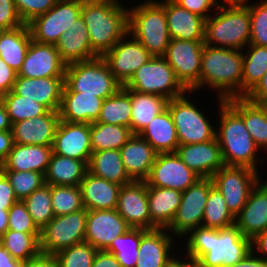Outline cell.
I'll return each instance as SVG.
<instances>
[{"label": "cell", "instance_id": "f546056e", "mask_svg": "<svg viewBox=\"0 0 267 267\" xmlns=\"http://www.w3.org/2000/svg\"><path fill=\"white\" fill-rule=\"evenodd\" d=\"M104 99L83 92H62L60 120L91 124L100 116Z\"/></svg>", "mask_w": 267, "mask_h": 267}, {"label": "cell", "instance_id": "03108f58", "mask_svg": "<svg viewBox=\"0 0 267 267\" xmlns=\"http://www.w3.org/2000/svg\"><path fill=\"white\" fill-rule=\"evenodd\" d=\"M24 262L13 256L0 244V267H23Z\"/></svg>", "mask_w": 267, "mask_h": 267}, {"label": "cell", "instance_id": "2e32d148", "mask_svg": "<svg viewBox=\"0 0 267 267\" xmlns=\"http://www.w3.org/2000/svg\"><path fill=\"white\" fill-rule=\"evenodd\" d=\"M200 177L188 168L176 152L158 153L145 180L147 186L185 191Z\"/></svg>", "mask_w": 267, "mask_h": 267}, {"label": "cell", "instance_id": "be15d7a7", "mask_svg": "<svg viewBox=\"0 0 267 267\" xmlns=\"http://www.w3.org/2000/svg\"><path fill=\"white\" fill-rule=\"evenodd\" d=\"M252 252L258 257L267 261V230L258 233L252 239ZM258 254H261V256Z\"/></svg>", "mask_w": 267, "mask_h": 267}, {"label": "cell", "instance_id": "ab89813d", "mask_svg": "<svg viewBox=\"0 0 267 267\" xmlns=\"http://www.w3.org/2000/svg\"><path fill=\"white\" fill-rule=\"evenodd\" d=\"M132 135L133 133L127 126L93 122L90 124L92 152L120 150Z\"/></svg>", "mask_w": 267, "mask_h": 267}, {"label": "cell", "instance_id": "f907efd6", "mask_svg": "<svg viewBox=\"0 0 267 267\" xmlns=\"http://www.w3.org/2000/svg\"><path fill=\"white\" fill-rule=\"evenodd\" d=\"M245 4L249 7L251 21L249 44L267 46V0L251 5L246 1Z\"/></svg>", "mask_w": 267, "mask_h": 267}, {"label": "cell", "instance_id": "003e7915", "mask_svg": "<svg viewBox=\"0 0 267 267\" xmlns=\"http://www.w3.org/2000/svg\"><path fill=\"white\" fill-rule=\"evenodd\" d=\"M183 256L184 258L182 259L184 260L177 257V255L176 256L174 255L172 259L164 267H198L197 262L193 258L185 255Z\"/></svg>", "mask_w": 267, "mask_h": 267}, {"label": "cell", "instance_id": "ee69618b", "mask_svg": "<svg viewBox=\"0 0 267 267\" xmlns=\"http://www.w3.org/2000/svg\"><path fill=\"white\" fill-rule=\"evenodd\" d=\"M140 241L141 229L130 228L116 237L105 251L114 254L122 267H135L139 259Z\"/></svg>", "mask_w": 267, "mask_h": 267}, {"label": "cell", "instance_id": "1f68e13d", "mask_svg": "<svg viewBox=\"0 0 267 267\" xmlns=\"http://www.w3.org/2000/svg\"><path fill=\"white\" fill-rule=\"evenodd\" d=\"M151 230L167 228L179 208L182 191L170 188L147 186Z\"/></svg>", "mask_w": 267, "mask_h": 267}, {"label": "cell", "instance_id": "ba28073f", "mask_svg": "<svg viewBox=\"0 0 267 267\" xmlns=\"http://www.w3.org/2000/svg\"><path fill=\"white\" fill-rule=\"evenodd\" d=\"M141 93L161 95L168 100L190 94L177 79L173 68L163 56H153L123 86Z\"/></svg>", "mask_w": 267, "mask_h": 267}, {"label": "cell", "instance_id": "d6a6232c", "mask_svg": "<svg viewBox=\"0 0 267 267\" xmlns=\"http://www.w3.org/2000/svg\"><path fill=\"white\" fill-rule=\"evenodd\" d=\"M226 101L242 116L246 129L256 146L267 151V106L253 103L245 97H234Z\"/></svg>", "mask_w": 267, "mask_h": 267}, {"label": "cell", "instance_id": "5bb4252c", "mask_svg": "<svg viewBox=\"0 0 267 267\" xmlns=\"http://www.w3.org/2000/svg\"><path fill=\"white\" fill-rule=\"evenodd\" d=\"M204 45V41L171 39L163 55L188 91L199 82Z\"/></svg>", "mask_w": 267, "mask_h": 267}, {"label": "cell", "instance_id": "bcb514c9", "mask_svg": "<svg viewBox=\"0 0 267 267\" xmlns=\"http://www.w3.org/2000/svg\"><path fill=\"white\" fill-rule=\"evenodd\" d=\"M11 123H17L25 119H33L46 114L49 109L34 100L15 94L12 90L0 97Z\"/></svg>", "mask_w": 267, "mask_h": 267}, {"label": "cell", "instance_id": "b9f144b4", "mask_svg": "<svg viewBox=\"0 0 267 267\" xmlns=\"http://www.w3.org/2000/svg\"><path fill=\"white\" fill-rule=\"evenodd\" d=\"M0 244L14 259L27 261L41 253L40 234L6 230L0 237Z\"/></svg>", "mask_w": 267, "mask_h": 267}, {"label": "cell", "instance_id": "484cf974", "mask_svg": "<svg viewBox=\"0 0 267 267\" xmlns=\"http://www.w3.org/2000/svg\"><path fill=\"white\" fill-rule=\"evenodd\" d=\"M122 162L133 181H145L158 152L139 134H133L120 148Z\"/></svg>", "mask_w": 267, "mask_h": 267}, {"label": "cell", "instance_id": "db71d44e", "mask_svg": "<svg viewBox=\"0 0 267 267\" xmlns=\"http://www.w3.org/2000/svg\"><path fill=\"white\" fill-rule=\"evenodd\" d=\"M24 25L19 17L14 0H0V28L13 29Z\"/></svg>", "mask_w": 267, "mask_h": 267}, {"label": "cell", "instance_id": "a7ac6f4b", "mask_svg": "<svg viewBox=\"0 0 267 267\" xmlns=\"http://www.w3.org/2000/svg\"><path fill=\"white\" fill-rule=\"evenodd\" d=\"M12 123L8 113L6 112L5 106L0 100V131L11 130Z\"/></svg>", "mask_w": 267, "mask_h": 267}, {"label": "cell", "instance_id": "89a4df30", "mask_svg": "<svg viewBox=\"0 0 267 267\" xmlns=\"http://www.w3.org/2000/svg\"><path fill=\"white\" fill-rule=\"evenodd\" d=\"M8 229V210L0 209V237Z\"/></svg>", "mask_w": 267, "mask_h": 267}, {"label": "cell", "instance_id": "60d3db41", "mask_svg": "<svg viewBox=\"0 0 267 267\" xmlns=\"http://www.w3.org/2000/svg\"><path fill=\"white\" fill-rule=\"evenodd\" d=\"M266 72L267 46L248 44V50L243 53L242 97L262 79Z\"/></svg>", "mask_w": 267, "mask_h": 267}, {"label": "cell", "instance_id": "d6986e66", "mask_svg": "<svg viewBox=\"0 0 267 267\" xmlns=\"http://www.w3.org/2000/svg\"><path fill=\"white\" fill-rule=\"evenodd\" d=\"M130 227L116 209L87 210L85 242L97 250H106L112 241Z\"/></svg>", "mask_w": 267, "mask_h": 267}, {"label": "cell", "instance_id": "7bdbcfd3", "mask_svg": "<svg viewBox=\"0 0 267 267\" xmlns=\"http://www.w3.org/2000/svg\"><path fill=\"white\" fill-rule=\"evenodd\" d=\"M233 225L235 216L228 209L223 195L213 186L205 205L201 226L220 230Z\"/></svg>", "mask_w": 267, "mask_h": 267}, {"label": "cell", "instance_id": "e0dca14e", "mask_svg": "<svg viewBox=\"0 0 267 267\" xmlns=\"http://www.w3.org/2000/svg\"><path fill=\"white\" fill-rule=\"evenodd\" d=\"M116 210L130 228L151 230L147 183L131 181L122 185Z\"/></svg>", "mask_w": 267, "mask_h": 267}, {"label": "cell", "instance_id": "52a82bcc", "mask_svg": "<svg viewBox=\"0 0 267 267\" xmlns=\"http://www.w3.org/2000/svg\"><path fill=\"white\" fill-rule=\"evenodd\" d=\"M121 87L104 58L98 56L67 65L62 92H83L106 99Z\"/></svg>", "mask_w": 267, "mask_h": 267}, {"label": "cell", "instance_id": "7a4b0ae2", "mask_svg": "<svg viewBox=\"0 0 267 267\" xmlns=\"http://www.w3.org/2000/svg\"><path fill=\"white\" fill-rule=\"evenodd\" d=\"M242 51L204 45L200 79L190 92L195 93L207 84L218 91L221 99L242 97Z\"/></svg>", "mask_w": 267, "mask_h": 267}, {"label": "cell", "instance_id": "2644e50d", "mask_svg": "<svg viewBox=\"0 0 267 267\" xmlns=\"http://www.w3.org/2000/svg\"><path fill=\"white\" fill-rule=\"evenodd\" d=\"M246 1L248 0H223L222 3H245Z\"/></svg>", "mask_w": 267, "mask_h": 267}, {"label": "cell", "instance_id": "681fc988", "mask_svg": "<svg viewBox=\"0 0 267 267\" xmlns=\"http://www.w3.org/2000/svg\"><path fill=\"white\" fill-rule=\"evenodd\" d=\"M9 179L16 198L24 200L45 184L44 175L34 171H2Z\"/></svg>", "mask_w": 267, "mask_h": 267}, {"label": "cell", "instance_id": "7c38bea8", "mask_svg": "<svg viewBox=\"0 0 267 267\" xmlns=\"http://www.w3.org/2000/svg\"><path fill=\"white\" fill-rule=\"evenodd\" d=\"M213 186L211 178H200L182 192L181 204L171 224L166 228L174 238L179 236L184 240L191 230L202 225L205 205Z\"/></svg>", "mask_w": 267, "mask_h": 267}, {"label": "cell", "instance_id": "e7e4bbea", "mask_svg": "<svg viewBox=\"0 0 267 267\" xmlns=\"http://www.w3.org/2000/svg\"><path fill=\"white\" fill-rule=\"evenodd\" d=\"M229 267H267V261L251 252L245 259Z\"/></svg>", "mask_w": 267, "mask_h": 267}, {"label": "cell", "instance_id": "11a10c76", "mask_svg": "<svg viewBox=\"0 0 267 267\" xmlns=\"http://www.w3.org/2000/svg\"><path fill=\"white\" fill-rule=\"evenodd\" d=\"M176 4L187 9L205 20L211 15L208 12H213L218 8L221 1L218 0H173Z\"/></svg>", "mask_w": 267, "mask_h": 267}, {"label": "cell", "instance_id": "91938a15", "mask_svg": "<svg viewBox=\"0 0 267 267\" xmlns=\"http://www.w3.org/2000/svg\"><path fill=\"white\" fill-rule=\"evenodd\" d=\"M92 267H122L114 254L106 252L105 250H98Z\"/></svg>", "mask_w": 267, "mask_h": 267}, {"label": "cell", "instance_id": "6da1fadb", "mask_svg": "<svg viewBox=\"0 0 267 267\" xmlns=\"http://www.w3.org/2000/svg\"><path fill=\"white\" fill-rule=\"evenodd\" d=\"M186 236V256L193 258L198 267H229L252 252V239L236 225L220 230L199 226Z\"/></svg>", "mask_w": 267, "mask_h": 267}, {"label": "cell", "instance_id": "6125c7cd", "mask_svg": "<svg viewBox=\"0 0 267 267\" xmlns=\"http://www.w3.org/2000/svg\"><path fill=\"white\" fill-rule=\"evenodd\" d=\"M14 145L11 130L0 131V164L8 157Z\"/></svg>", "mask_w": 267, "mask_h": 267}, {"label": "cell", "instance_id": "d4e9b609", "mask_svg": "<svg viewBox=\"0 0 267 267\" xmlns=\"http://www.w3.org/2000/svg\"><path fill=\"white\" fill-rule=\"evenodd\" d=\"M174 239L166 228L141 229L139 259L135 267H164L176 253L172 252Z\"/></svg>", "mask_w": 267, "mask_h": 267}, {"label": "cell", "instance_id": "30bf717a", "mask_svg": "<svg viewBox=\"0 0 267 267\" xmlns=\"http://www.w3.org/2000/svg\"><path fill=\"white\" fill-rule=\"evenodd\" d=\"M87 209L55 216L40 231V250L43 254L56 255L75 244L85 242Z\"/></svg>", "mask_w": 267, "mask_h": 267}, {"label": "cell", "instance_id": "7402d4cb", "mask_svg": "<svg viewBox=\"0 0 267 267\" xmlns=\"http://www.w3.org/2000/svg\"><path fill=\"white\" fill-rule=\"evenodd\" d=\"M64 77L26 78L17 76L12 91L26 99L46 106L50 111H59Z\"/></svg>", "mask_w": 267, "mask_h": 267}, {"label": "cell", "instance_id": "74e56055", "mask_svg": "<svg viewBox=\"0 0 267 267\" xmlns=\"http://www.w3.org/2000/svg\"><path fill=\"white\" fill-rule=\"evenodd\" d=\"M168 101L161 95L141 93L131 89V132L139 134L155 116L167 108Z\"/></svg>", "mask_w": 267, "mask_h": 267}, {"label": "cell", "instance_id": "ac0fdd59", "mask_svg": "<svg viewBox=\"0 0 267 267\" xmlns=\"http://www.w3.org/2000/svg\"><path fill=\"white\" fill-rule=\"evenodd\" d=\"M53 153L89 163L92 149L90 124L60 120L52 145Z\"/></svg>", "mask_w": 267, "mask_h": 267}, {"label": "cell", "instance_id": "8d00e7d4", "mask_svg": "<svg viewBox=\"0 0 267 267\" xmlns=\"http://www.w3.org/2000/svg\"><path fill=\"white\" fill-rule=\"evenodd\" d=\"M87 168L92 175L119 185L133 181L125 170L120 150L93 151Z\"/></svg>", "mask_w": 267, "mask_h": 267}, {"label": "cell", "instance_id": "680465c9", "mask_svg": "<svg viewBox=\"0 0 267 267\" xmlns=\"http://www.w3.org/2000/svg\"><path fill=\"white\" fill-rule=\"evenodd\" d=\"M244 97L253 103L267 106V72Z\"/></svg>", "mask_w": 267, "mask_h": 267}, {"label": "cell", "instance_id": "816d5d0a", "mask_svg": "<svg viewBox=\"0 0 267 267\" xmlns=\"http://www.w3.org/2000/svg\"><path fill=\"white\" fill-rule=\"evenodd\" d=\"M30 234H40V230L34 224L31 215L28 213L26 204L18 200L8 210V229Z\"/></svg>", "mask_w": 267, "mask_h": 267}, {"label": "cell", "instance_id": "8992f818", "mask_svg": "<svg viewBox=\"0 0 267 267\" xmlns=\"http://www.w3.org/2000/svg\"><path fill=\"white\" fill-rule=\"evenodd\" d=\"M128 9V32L152 56H163L170 43L165 14V0H145Z\"/></svg>", "mask_w": 267, "mask_h": 267}, {"label": "cell", "instance_id": "603a6c76", "mask_svg": "<svg viewBox=\"0 0 267 267\" xmlns=\"http://www.w3.org/2000/svg\"><path fill=\"white\" fill-rule=\"evenodd\" d=\"M235 225L250 239L267 230V181L260 179L252 188L246 204L235 216Z\"/></svg>", "mask_w": 267, "mask_h": 267}, {"label": "cell", "instance_id": "4dcf8cb0", "mask_svg": "<svg viewBox=\"0 0 267 267\" xmlns=\"http://www.w3.org/2000/svg\"><path fill=\"white\" fill-rule=\"evenodd\" d=\"M121 186L87 171L80 183L84 208L87 210L116 209Z\"/></svg>", "mask_w": 267, "mask_h": 267}, {"label": "cell", "instance_id": "ffe728a7", "mask_svg": "<svg viewBox=\"0 0 267 267\" xmlns=\"http://www.w3.org/2000/svg\"><path fill=\"white\" fill-rule=\"evenodd\" d=\"M66 65L56 46L31 40L18 76L26 78L64 77Z\"/></svg>", "mask_w": 267, "mask_h": 267}, {"label": "cell", "instance_id": "9f6ffc18", "mask_svg": "<svg viewBox=\"0 0 267 267\" xmlns=\"http://www.w3.org/2000/svg\"><path fill=\"white\" fill-rule=\"evenodd\" d=\"M18 199L7 176L0 170V209L9 210Z\"/></svg>", "mask_w": 267, "mask_h": 267}, {"label": "cell", "instance_id": "94428289", "mask_svg": "<svg viewBox=\"0 0 267 267\" xmlns=\"http://www.w3.org/2000/svg\"><path fill=\"white\" fill-rule=\"evenodd\" d=\"M23 267H58L54 255L40 253L38 256L28 259Z\"/></svg>", "mask_w": 267, "mask_h": 267}, {"label": "cell", "instance_id": "9c48e42d", "mask_svg": "<svg viewBox=\"0 0 267 267\" xmlns=\"http://www.w3.org/2000/svg\"><path fill=\"white\" fill-rule=\"evenodd\" d=\"M186 94L171 99L167 108L172 116L179 145L202 143L216 139V131L204 112Z\"/></svg>", "mask_w": 267, "mask_h": 267}, {"label": "cell", "instance_id": "4fadbf2b", "mask_svg": "<svg viewBox=\"0 0 267 267\" xmlns=\"http://www.w3.org/2000/svg\"><path fill=\"white\" fill-rule=\"evenodd\" d=\"M258 171L248 167L223 166L211 179L223 195L228 209L236 216L246 204L252 188L261 179Z\"/></svg>", "mask_w": 267, "mask_h": 267}, {"label": "cell", "instance_id": "6f0895ef", "mask_svg": "<svg viewBox=\"0 0 267 267\" xmlns=\"http://www.w3.org/2000/svg\"><path fill=\"white\" fill-rule=\"evenodd\" d=\"M18 76V72L7 65L0 57V97L10 92Z\"/></svg>", "mask_w": 267, "mask_h": 267}, {"label": "cell", "instance_id": "44dd1931", "mask_svg": "<svg viewBox=\"0 0 267 267\" xmlns=\"http://www.w3.org/2000/svg\"><path fill=\"white\" fill-rule=\"evenodd\" d=\"M176 154L200 178H211L215 172L224 166L217 139L179 145Z\"/></svg>", "mask_w": 267, "mask_h": 267}, {"label": "cell", "instance_id": "7dc6e473", "mask_svg": "<svg viewBox=\"0 0 267 267\" xmlns=\"http://www.w3.org/2000/svg\"><path fill=\"white\" fill-rule=\"evenodd\" d=\"M51 200L55 216L84 209L80 186L51 185Z\"/></svg>", "mask_w": 267, "mask_h": 267}, {"label": "cell", "instance_id": "277c9868", "mask_svg": "<svg viewBox=\"0 0 267 267\" xmlns=\"http://www.w3.org/2000/svg\"><path fill=\"white\" fill-rule=\"evenodd\" d=\"M219 107L218 131L216 139L220 145L225 166L257 169L256 158L259 148L245 127L242 116L224 99L217 98Z\"/></svg>", "mask_w": 267, "mask_h": 267}, {"label": "cell", "instance_id": "f1b7e54d", "mask_svg": "<svg viewBox=\"0 0 267 267\" xmlns=\"http://www.w3.org/2000/svg\"><path fill=\"white\" fill-rule=\"evenodd\" d=\"M52 145H20L14 143L8 157L0 164L1 171H34L46 173Z\"/></svg>", "mask_w": 267, "mask_h": 267}, {"label": "cell", "instance_id": "4316f807", "mask_svg": "<svg viewBox=\"0 0 267 267\" xmlns=\"http://www.w3.org/2000/svg\"><path fill=\"white\" fill-rule=\"evenodd\" d=\"M55 46L66 66L98 57L91 48L89 33L82 16L75 20L68 31L61 34Z\"/></svg>", "mask_w": 267, "mask_h": 267}, {"label": "cell", "instance_id": "f5cc1de1", "mask_svg": "<svg viewBox=\"0 0 267 267\" xmlns=\"http://www.w3.org/2000/svg\"><path fill=\"white\" fill-rule=\"evenodd\" d=\"M59 0H14L17 13L24 24L38 15L46 13Z\"/></svg>", "mask_w": 267, "mask_h": 267}, {"label": "cell", "instance_id": "836d02e7", "mask_svg": "<svg viewBox=\"0 0 267 267\" xmlns=\"http://www.w3.org/2000/svg\"><path fill=\"white\" fill-rule=\"evenodd\" d=\"M139 135L158 153L176 152L179 146L177 130L168 108L155 116Z\"/></svg>", "mask_w": 267, "mask_h": 267}, {"label": "cell", "instance_id": "e575fe53", "mask_svg": "<svg viewBox=\"0 0 267 267\" xmlns=\"http://www.w3.org/2000/svg\"><path fill=\"white\" fill-rule=\"evenodd\" d=\"M87 171V164L83 160L52 152L44 181L49 185L80 186Z\"/></svg>", "mask_w": 267, "mask_h": 267}, {"label": "cell", "instance_id": "5b68a950", "mask_svg": "<svg viewBox=\"0 0 267 267\" xmlns=\"http://www.w3.org/2000/svg\"><path fill=\"white\" fill-rule=\"evenodd\" d=\"M205 20L204 44L212 47L242 50L250 43L251 21L245 3L219 4Z\"/></svg>", "mask_w": 267, "mask_h": 267}, {"label": "cell", "instance_id": "9a60e30c", "mask_svg": "<svg viewBox=\"0 0 267 267\" xmlns=\"http://www.w3.org/2000/svg\"><path fill=\"white\" fill-rule=\"evenodd\" d=\"M102 57L116 80L124 86L153 56L128 32Z\"/></svg>", "mask_w": 267, "mask_h": 267}, {"label": "cell", "instance_id": "83f0119b", "mask_svg": "<svg viewBox=\"0 0 267 267\" xmlns=\"http://www.w3.org/2000/svg\"><path fill=\"white\" fill-rule=\"evenodd\" d=\"M165 14L171 39L204 41L205 19L165 0Z\"/></svg>", "mask_w": 267, "mask_h": 267}, {"label": "cell", "instance_id": "d590c367", "mask_svg": "<svg viewBox=\"0 0 267 267\" xmlns=\"http://www.w3.org/2000/svg\"><path fill=\"white\" fill-rule=\"evenodd\" d=\"M31 40L27 24L13 29L1 30L0 57L18 72L22 67Z\"/></svg>", "mask_w": 267, "mask_h": 267}, {"label": "cell", "instance_id": "f35d334b", "mask_svg": "<svg viewBox=\"0 0 267 267\" xmlns=\"http://www.w3.org/2000/svg\"><path fill=\"white\" fill-rule=\"evenodd\" d=\"M131 115V89L122 86L115 94L104 99L100 116L95 122L130 128Z\"/></svg>", "mask_w": 267, "mask_h": 267}, {"label": "cell", "instance_id": "cb8c5ba5", "mask_svg": "<svg viewBox=\"0 0 267 267\" xmlns=\"http://www.w3.org/2000/svg\"><path fill=\"white\" fill-rule=\"evenodd\" d=\"M60 121L58 111H48L33 119L12 123L14 143L20 145H53L55 132Z\"/></svg>", "mask_w": 267, "mask_h": 267}, {"label": "cell", "instance_id": "3957f363", "mask_svg": "<svg viewBox=\"0 0 267 267\" xmlns=\"http://www.w3.org/2000/svg\"><path fill=\"white\" fill-rule=\"evenodd\" d=\"M92 50L103 56L128 33V9L119 0H82Z\"/></svg>", "mask_w": 267, "mask_h": 267}, {"label": "cell", "instance_id": "c3c4849f", "mask_svg": "<svg viewBox=\"0 0 267 267\" xmlns=\"http://www.w3.org/2000/svg\"><path fill=\"white\" fill-rule=\"evenodd\" d=\"M97 249L87 242L68 247L55 256L58 267H92Z\"/></svg>", "mask_w": 267, "mask_h": 267}, {"label": "cell", "instance_id": "8fae6325", "mask_svg": "<svg viewBox=\"0 0 267 267\" xmlns=\"http://www.w3.org/2000/svg\"><path fill=\"white\" fill-rule=\"evenodd\" d=\"M82 0H59L46 13L27 23L33 41L55 45L62 33L81 16Z\"/></svg>", "mask_w": 267, "mask_h": 267}, {"label": "cell", "instance_id": "f6af8a7d", "mask_svg": "<svg viewBox=\"0 0 267 267\" xmlns=\"http://www.w3.org/2000/svg\"><path fill=\"white\" fill-rule=\"evenodd\" d=\"M23 202L40 231L55 217L52 208L51 185L49 184H44L36 189Z\"/></svg>", "mask_w": 267, "mask_h": 267}]
</instances>
